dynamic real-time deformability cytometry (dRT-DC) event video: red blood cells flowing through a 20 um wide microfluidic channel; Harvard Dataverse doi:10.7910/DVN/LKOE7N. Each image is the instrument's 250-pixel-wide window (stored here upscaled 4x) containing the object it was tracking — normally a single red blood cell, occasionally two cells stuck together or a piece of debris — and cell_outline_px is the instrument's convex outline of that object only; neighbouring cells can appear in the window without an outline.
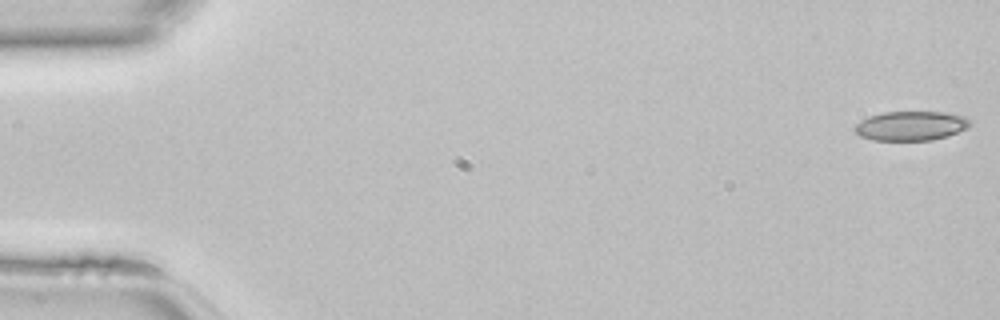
{"species": "common noctule bat (a hibernating species)", "species_latin": "Nyctalus noctula", "temperature_condition": "room temperature", "stored_images_in_passage": 46, "camera_frame_rate_fps": 3000, "um_per_image_px": 0.085, "animal": {"sex": "female", "body_mass_g": 22.7, "forearm_length_mm": 54.2}, "frame": {"image": 1, "passage_image": 1, "time_ms": 0.0, "image_size_px": [1000, 320], "cell_outline_px": [[972, 124], [968, 128], [948, 136], [932, 140], [872, 140], [860, 136], [852, 128], [860, 120], [868, 116], [884, 112], [944, 112], [964, 116], [972, 120]], "centroid_in_image_um": [77.44, 10.69], "position_along_channel_um": 7.6, "area_um2": 19.94}}
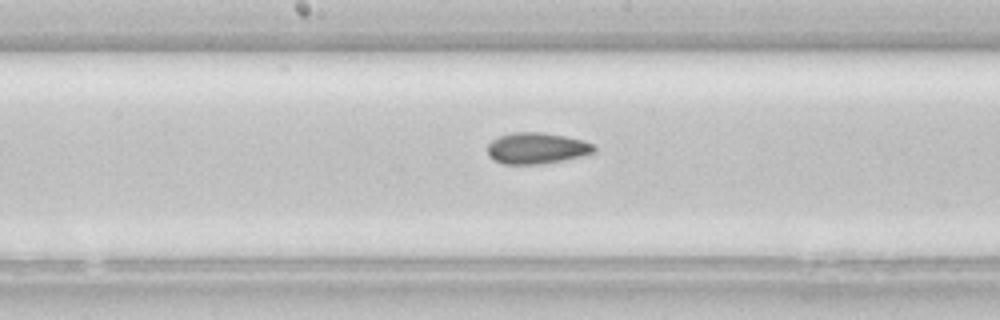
{"frame": {"image": 2, "passage_image": 24, "time_ms": 7.667, "image_size_px": [1000, 320], "cell_outline_px": [[596, 152], [564, 160], [540, 164], [504, 164], [492, 160], [488, 156], [488, 144], [492, 140], [500, 136], [512, 132], [540, 132], [564, 136], [584, 140], [592, 144], [596, 148]], "centroid_in_image_um": [45.6, 12.6], "position_along_channel_um": 202.6, "area_um2": 19.42}}
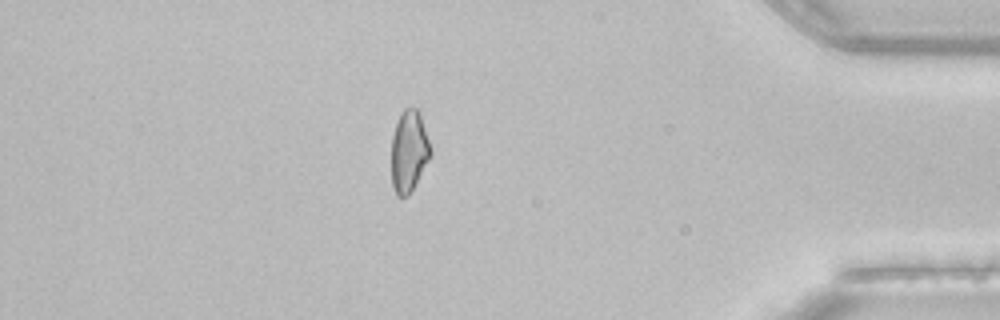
{"frame": {"image": 3, "passage_image": 40, "time_ms": 13.0, "image_size_px": [1000, 320], "cell_outline_px": [[432, 156], [408, 196], [396, 196], [392, 188], [392, 136], [400, 112], [404, 108], [416, 108], [420, 112], [432, 152]], "centroid_in_image_um": [34.77, 12.86], "position_along_channel_um": 400.4, "area_um2": 18.73}}